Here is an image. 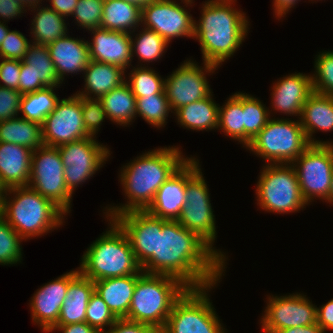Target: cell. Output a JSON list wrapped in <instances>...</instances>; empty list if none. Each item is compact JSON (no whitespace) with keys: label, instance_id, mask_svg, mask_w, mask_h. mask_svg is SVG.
I'll return each instance as SVG.
<instances>
[{"label":"cell","instance_id":"1","mask_svg":"<svg viewBox=\"0 0 333 333\" xmlns=\"http://www.w3.org/2000/svg\"><path fill=\"white\" fill-rule=\"evenodd\" d=\"M226 264L196 233L177 220H167L157 230L156 252L141 268L145 273L178 278L188 288H200L222 281Z\"/></svg>","mask_w":333,"mask_h":333},{"label":"cell","instance_id":"2","mask_svg":"<svg viewBox=\"0 0 333 333\" xmlns=\"http://www.w3.org/2000/svg\"><path fill=\"white\" fill-rule=\"evenodd\" d=\"M185 155L180 145L156 147L120 167L118 178L127 201L105 206L102 210L104 218L113 219L129 211L147 210L158 189L189 158Z\"/></svg>","mask_w":333,"mask_h":333},{"label":"cell","instance_id":"3","mask_svg":"<svg viewBox=\"0 0 333 333\" xmlns=\"http://www.w3.org/2000/svg\"><path fill=\"white\" fill-rule=\"evenodd\" d=\"M237 0H205L199 20L194 18L193 39L199 42L202 61L221 67L241 47L250 32V21Z\"/></svg>","mask_w":333,"mask_h":333},{"label":"cell","instance_id":"4","mask_svg":"<svg viewBox=\"0 0 333 333\" xmlns=\"http://www.w3.org/2000/svg\"><path fill=\"white\" fill-rule=\"evenodd\" d=\"M67 214L28 186L7 189L3 218L25 241L42 237L65 225Z\"/></svg>","mask_w":333,"mask_h":333},{"label":"cell","instance_id":"5","mask_svg":"<svg viewBox=\"0 0 333 333\" xmlns=\"http://www.w3.org/2000/svg\"><path fill=\"white\" fill-rule=\"evenodd\" d=\"M105 220L108 227L84 251L79 272L92 281L143 273L126 233L113 219Z\"/></svg>","mask_w":333,"mask_h":333},{"label":"cell","instance_id":"6","mask_svg":"<svg viewBox=\"0 0 333 333\" xmlns=\"http://www.w3.org/2000/svg\"><path fill=\"white\" fill-rule=\"evenodd\" d=\"M187 288L173 276L143 272L137 279L124 319L164 328L175 301Z\"/></svg>","mask_w":333,"mask_h":333},{"label":"cell","instance_id":"7","mask_svg":"<svg viewBox=\"0 0 333 333\" xmlns=\"http://www.w3.org/2000/svg\"><path fill=\"white\" fill-rule=\"evenodd\" d=\"M309 145L299 119L274 116L246 149L265 164H292Z\"/></svg>","mask_w":333,"mask_h":333},{"label":"cell","instance_id":"8","mask_svg":"<svg viewBox=\"0 0 333 333\" xmlns=\"http://www.w3.org/2000/svg\"><path fill=\"white\" fill-rule=\"evenodd\" d=\"M255 189L256 204L275 214L299 213L309 206L304 200L292 164H263Z\"/></svg>","mask_w":333,"mask_h":333},{"label":"cell","instance_id":"9","mask_svg":"<svg viewBox=\"0 0 333 333\" xmlns=\"http://www.w3.org/2000/svg\"><path fill=\"white\" fill-rule=\"evenodd\" d=\"M221 281L200 288H187L175 301L164 333H227L209 297ZM225 327V328H224Z\"/></svg>","mask_w":333,"mask_h":333},{"label":"cell","instance_id":"10","mask_svg":"<svg viewBox=\"0 0 333 333\" xmlns=\"http://www.w3.org/2000/svg\"><path fill=\"white\" fill-rule=\"evenodd\" d=\"M203 175L200 168L187 181L186 202L177 221L187 230L196 233L227 263V253L214 246L217 240L216 218L213 213L208 184Z\"/></svg>","mask_w":333,"mask_h":333},{"label":"cell","instance_id":"11","mask_svg":"<svg viewBox=\"0 0 333 333\" xmlns=\"http://www.w3.org/2000/svg\"><path fill=\"white\" fill-rule=\"evenodd\" d=\"M27 186L50 199L67 215L71 213L73 195L67 189L63 161L57 147L43 145L33 151Z\"/></svg>","mask_w":333,"mask_h":333},{"label":"cell","instance_id":"12","mask_svg":"<svg viewBox=\"0 0 333 333\" xmlns=\"http://www.w3.org/2000/svg\"><path fill=\"white\" fill-rule=\"evenodd\" d=\"M63 161L64 177L68 191L73 195L76 188L87 182L111 158L112 152L97 137L88 136L57 147ZM108 159V160H107Z\"/></svg>","mask_w":333,"mask_h":333},{"label":"cell","instance_id":"13","mask_svg":"<svg viewBox=\"0 0 333 333\" xmlns=\"http://www.w3.org/2000/svg\"><path fill=\"white\" fill-rule=\"evenodd\" d=\"M292 165L306 203L324 202L328 198L333 174V145L310 144Z\"/></svg>","mask_w":333,"mask_h":333},{"label":"cell","instance_id":"14","mask_svg":"<svg viewBox=\"0 0 333 333\" xmlns=\"http://www.w3.org/2000/svg\"><path fill=\"white\" fill-rule=\"evenodd\" d=\"M201 65L193 58H187L165 77L164 90L173 114L179 108L204 99L213 92L207 75L216 74V70L220 67L208 62H203Z\"/></svg>","mask_w":333,"mask_h":333},{"label":"cell","instance_id":"15","mask_svg":"<svg viewBox=\"0 0 333 333\" xmlns=\"http://www.w3.org/2000/svg\"><path fill=\"white\" fill-rule=\"evenodd\" d=\"M266 296V306L259 320L262 333H275L281 329L317 323V305L304 293Z\"/></svg>","mask_w":333,"mask_h":333},{"label":"cell","instance_id":"16","mask_svg":"<svg viewBox=\"0 0 333 333\" xmlns=\"http://www.w3.org/2000/svg\"><path fill=\"white\" fill-rule=\"evenodd\" d=\"M194 3V0L151 2L142 7L141 26L157 32L169 44L176 38L193 39L194 17L188 10Z\"/></svg>","mask_w":333,"mask_h":333},{"label":"cell","instance_id":"17","mask_svg":"<svg viewBox=\"0 0 333 333\" xmlns=\"http://www.w3.org/2000/svg\"><path fill=\"white\" fill-rule=\"evenodd\" d=\"M90 136L82 116L81 96L60 99L42 123L44 145L58 147Z\"/></svg>","mask_w":333,"mask_h":333},{"label":"cell","instance_id":"18","mask_svg":"<svg viewBox=\"0 0 333 333\" xmlns=\"http://www.w3.org/2000/svg\"><path fill=\"white\" fill-rule=\"evenodd\" d=\"M200 160L191 155L158 189L147 211L166 220H177L186 202V183L201 168Z\"/></svg>","mask_w":333,"mask_h":333},{"label":"cell","instance_id":"19","mask_svg":"<svg viewBox=\"0 0 333 333\" xmlns=\"http://www.w3.org/2000/svg\"><path fill=\"white\" fill-rule=\"evenodd\" d=\"M79 273L78 267L43 284L29 300L32 323L42 332L49 331L57 324L61 307L66 298L69 282Z\"/></svg>","mask_w":333,"mask_h":333},{"label":"cell","instance_id":"20","mask_svg":"<svg viewBox=\"0 0 333 333\" xmlns=\"http://www.w3.org/2000/svg\"><path fill=\"white\" fill-rule=\"evenodd\" d=\"M113 220L126 233L138 263L142 266L156 252L157 230L167 221L147 210L129 211Z\"/></svg>","mask_w":333,"mask_h":333},{"label":"cell","instance_id":"21","mask_svg":"<svg viewBox=\"0 0 333 333\" xmlns=\"http://www.w3.org/2000/svg\"><path fill=\"white\" fill-rule=\"evenodd\" d=\"M272 84L271 105L268 107H271L270 116L279 112L286 115V118L293 116L299 119L303 105L313 92L312 75L297 71L278 78Z\"/></svg>","mask_w":333,"mask_h":333},{"label":"cell","instance_id":"22","mask_svg":"<svg viewBox=\"0 0 333 333\" xmlns=\"http://www.w3.org/2000/svg\"><path fill=\"white\" fill-rule=\"evenodd\" d=\"M88 41L90 59L93 61L113 64L126 70L132 66V48L130 33L110 31L104 28H95ZM128 69V70H127Z\"/></svg>","mask_w":333,"mask_h":333},{"label":"cell","instance_id":"23","mask_svg":"<svg viewBox=\"0 0 333 333\" xmlns=\"http://www.w3.org/2000/svg\"><path fill=\"white\" fill-rule=\"evenodd\" d=\"M56 75L63 84L65 76L82 74L90 62L88 39L71 37L68 33L47 45Z\"/></svg>","mask_w":333,"mask_h":333},{"label":"cell","instance_id":"24","mask_svg":"<svg viewBox=\"0 0 333 333\" xmlns=\"http://www.w3.org/2000/svg\"><path fill=\"white\" fill-rule=\"evenodd\" d=\"M299 120L310 144L333 145L332 140H317L314 135L333 131V96L313 91L303 105Z\"/></svg>","mask_w":333,"mask_h":333},{"label":"cell","instance_id":"25","mask_svg":"<svg viewBox=\"0 0 333 333\" xmlns=\"http://www.w3.org/2000/svg\"><path fill=\"white\" fill-rule=\"evenodd\" d=\"M32 153L27 147L0 142V178L7 189L28 185Z\"/></svg>","mask_w":333,"mask_h":333},{"label":"cell","instance_id":"26","mask_svg":"<svg viewBox=\"0 0 333 333\" xmlns=\"http://www.w3.org/2000/svg\"><path fill=\"white\" fill-rule=\"evenodd\" d=\"M82 77H84V88L75 94L87 98L100 99L103 95L125 82L126 70L117 65L90 60Z\"/></svg>","mask_w":333,"mask_h":333},{"label":"cell","instance_id":"27","mask_svg":"<svg viewBox=\"0 0 333 333\" xmlns=\"http://www.w3.org/2000/svg\"><path fill=\"white\" fill-rule=\"evenodd\" d=\"M141 274L137 273L94 281V291L99 294L118 319L127 316L134 288Z\"/></svg>","mask_w":333,"mask_h":333},{"label":"cell","instance_id":"28","mask_svg":"<svg viewBox=\"0 0 333 333\" xmlns=\"http://www.w3.org/2000/svg\"><path fill=\"white\" fill-rule=\"evenodd\" d=\"M213 92L206 98L179 108L173 116L183 129L191 131H214L218 127L219 103Z\"/></svg>","mask_w":333,"mask_h":333},{"label":"cell","instance_id":"29","mask_svg":"<svg viewBox=\"0 0 333 333\" xmlns=\"http://www.w3.org/2000/svg\"><path fill=\"white\" fill-rule=\"evenodd\" d=\"M94 292V281L80 272L69 282L56 325H68L85 322L86 308Z\"/></svg>","mask_w":333,"mask_h":333},{"label":"cell","instance_id":"30","mask_svg":"<svg viewBox=\"0 0 333 333\" xmlns=\"http://www.w3.org/2000/svg\"><path fill=\"white\" fill-rule=\"evenodd\" d=\"M27 11L34 14L29 29L31 43L48 45L69 33L67 19L48 6L39 5Z\"/></svg>","mask_w":333,"mask_h":333},{"label":"cell","instance_id":"31","mask_svg":"<svg viewBox=\"0 0 333 333\" xmlns=\"http://www.w3.org/2000/svg\"><path fill=\"white\" fill-rule=\"evenodd\" d=\"M142 8L123 0H104L100 27L132 33L141 26Z\"/></svg>","mask_w":333,"mask_h":333},{"label":"cell","instance_id":"32","mask_svg":"<svg viewBox=\"0 0 333 333\" xmlns=\"http://www.w3.org/2000/svg\"><path fill=\"white\" fill-rule=\"evenodd\" d=\"M107 118L112 123L129 127L136 118V98L124 82L100 98Z\"/></svg>","mask_w":333,"mask_h":333},{"label":"cell","instance_id":"33","mask_svg":"<svg viewBox=\"0 0 333 333\" xmlns=\"http://www.w3.org/2000/svg\"><path fill=\"white\" fill-rule=\"evenodd\" d=\"M0 142L21 145L35 151L44 145L42 124L20 116L1 121Z\"/></svg>","mask_w":333,"mask_h":333},{"label":"cell","instance_id":"34","mask_svg":"<svg viewBox=\"0 0 333 333\" xmlns=\"http://www.w3.org/2000/svg\"><path fill=\"white\" fill-rule=\"evenodd\" d=\"M22 62L34 74L35 92L46 87H60L63 85L56 75L54 63L50 58L47 45L31 43Z\"/></svg>","mask_w":333,"mask_h":333},{"label":"cell","instance_id":"35","mask_svg":"<svg viewBox=\"0 0 333 333\" xmlns=\"http://www.w3.org/2000/svg\"><path fill=\"white\" fill-rule=\"evenodd\" d=\"M130 36L132 58L135 56L138 58L137 66L148 67L149 64L150 67V63L162 60L169 47V43L162 36L143 26L135 29Z\"/></svg>","mask_w":333,"mask_h":333},{"label":"cell","instance_id":"36","mask_svg":"<svg viewBox=\"0 0 333 333\" xmlns=\"http://www.w3.org/2000/svg\"><path fill=\"white\" fill-rule=\"evenodd\" d=\"M225 101L222 106L219 105L217 131L244 147L243 92H235Z\"/></svg>","mask_w":333,"mask_h":333},{"label":"cell","instance_id":"37","mask_svg":"<svg viewBox=\"0 0 333 333\" xmlns=\"http://www.w3.org/2000/svg\"><path fill=\"white\" fill-rule=\"evenodd\" d=\"M60 87H46L33 93L22 96L20 104V115L29 121L42 124L45 118L55 109L60 100L54 90Z\"/></svg>","mask_w":333,"mask_h":333},{"label":"cell","instance_id":"38","mask_svg":"<svg viewBox=\"0 0 333 333\" xmlns=\"http://www.w3.org/2000/svg\"><path fill=\"white\" fill-rule=\"evenodd\" d=\"M125 82L129 85L135 98L154 94L165 93V78L159 75L152 67L136 66L130 67Z\"/></svg>","mask_w":333,"mask_h":333},{"label":"cell","instance_id":"39","mask_svg":"<svg viewBox=\"0 0 333 333\" xmlns=\"http://www.w3.org/2000/svg\"><path fill=\"white\" fill-rule=\"evenodd\" d=\"M254 95L243 93L244 148L265 127L271 118L269 108Z\"/></svg>","mask_w":333,"mask_h":333},{"label":"cell","instance_id":"40","mask_svg":"<svg viewBox=\"0 0 333 333\" xmlns=\"http://www.w3.org/2000/svg\"><path fill=\"white\" fill-rule=\"evenodd\" d=\"M171 111L166 94H154L136 98V117L157 129L165 127Z\"/></svg>","mask_w":333,"mask_h":333},{"label":"cell","instance_id":"41","mask_svg":"<svg viewBox=\"0 0 333 333\" xmlns=\"http://www.w3.org/2000/svg\"><path fill=\"white\" fill-rule=\"evenodd\" d=\"M23 241L14 228L2 217L0 219V265L15 266L22 263Z\"/></svg>","mask_w":333,"mask_h":333},{"label":"cell","instance_id":"42","mask_svg":"<svg viewBox=\"0 0 333 333\" xmlns=\"http://www.w3.org/2000/svg\"><path fill=\"white\" fill-rule=\"evenodd\" d=\"M312 72L313 91L333 96V50L317 52Z\"/></svg>","mask_w":333,"mask_h":333},{"label":"cell","instance_id":"43","mask_svg":"<svg viewBox=\"0 0 333 333\" xmlns=\"http://www.w3.org/2000/svg\"><path fill=\"white\" fill-rule=\"evenodd\" d=\"M117 320L118 318L109 309L105 301L94 291L86 308L85 322L99 333H102L108 330Z\"/></svg>","mask_w":333,"mask_h":333},{"label":"cell","instance_id":"44","mask_svg":"<svg viewBox=\"0 0 333 333\" xmlns=\"http://www.w3.org/2000/svg\"><path fill=\"white\" fill-rule=\"evenodd\" d=\"M104 0H78L71 18L80 27L89 30L99 28L103 14Z\"/></svg>","mask_w":333,"mask_h":333},{"label":"cell","instance_id":"45","mask_svg":"<svg viewBox=\"0 0 333 333\" xmlns=\"http://www.w3.org/2000/svg\"><path fill=\"white\" fill-rule=\"evenodd\" d=\"M82 116L86 132L93 137H96L101 129V125L108 120L103 104L100 99L87 98L81 96Z\"/></svg>","mask_w":333,"mask_h":333},{"label":"cell","instance_id":"46","mask_svg":"<svg viewBox=\"0 0 333 333\" xmlns=\"http://www.w3.org/2000/svg\"><path fill=\"white\" fill-rule=\"evenodd\" d=\"M31 40L18 30H9L0 45V59L23 60Z\"/></svg>","mask_w":333,"mask_h":333},{"label":"cell","instance_id":"47","mask_svg":"<svg viewBox=\"0 0 333 333\" xmlns=\"http://www.w3.org/2000/svg\"><path fill=\"white\" fill-rule=\"evenodd\" d=\"M22 96L18 90L0 86V122L19 117Z\"/></svg>","mask_w":333,"mask_h":333},{"label":"cell","instance_id":"48","mask_svg":"<svg viewBox=\"0 0 333 333\" xmlns=\"http://www.w3.org/2000/svg\"><path fill=\"white\" fill-rule=\"evenodd\" d=\"M1 59L0 86L19 91L21 61L4 58Z\"/></svg>","mask_w":333,"mask_h":333},{"label":"cell","instance_id":"49","mask_svg":"<svg viewBox=\"0 0 333 333\" xmlns=\"http://www.w3.org/2000/svg\"><path fill=\"white\" fill-rule=\"evenodd\" d=\"M102 333H164V328L118 319L108 330Z\"/></svg>","mask_w":333,"mask_h":333},{"label":"cell","instance_id":"50","mask_svg":"<svg viewBox=\"0 0 333 333\" xmlns=\"http://www.w3.org/2000/svg\"><path fill=\"white\" fill-rule=\"evenodd\" d=\"M26 12L27 10L18 0H0V21L8 23L11 19L24 16Z\"/></svg>","mask_w":333,"mask_h":333},{"label":"cell","instance_id":"51","mask_svg":"<svg viewBox=\"0 0 333 333\" xmlns=\"http://www.w3.org/2000/svg\"><path fill=\"white\" fill-rule=\"evenodd\" d=\"M317 323L327 331L333 330V298L327 303L316 307Z\"/></svg>","mask_w":333,"mask_h":333},{"label":"cell","instance_id":"52","mask_svg":"<svg viewBox=\"0 0 333 333\" xmlns=\"http://www.w3.org/2000/svg\"><path fill=\"white\" fill-rule=\"evenodd\" d=\"M19 92L23 95L35 92V77L25 63L21 61Z\"/></svg>","mask_w":333,"mask_h":333},{"label":"cell","instance_id":"53","mask_svg":"<svg viewBox=\"0 0 333 333\" xmlns=\"http://www.w3.org/2000/svg\"><path fill=\"white\" fill-rule=\"evenodd\" d=\"M50 9L56 11L59 15L67 18L72 16L78 0H46Z\"/></svg>","mask_w":333,"mask_h":333},{"label":"cell","instance_id":"54","mask_svg":"<svg viewBox=\"0 0 333 333\" xmlns=\"http://www.w3.org/2000/svg\"><path fill=\"white\" fill-rule=\"evenodd\" d=\"M99 333L95 328L91 327L88 323H74L68 325H55L49 333Z\"/></svg>","mask_w":333,"mask_h":333},{"label":"cell","instance_id":"55","mask_svg":"<svg viewBox=\"0 0 333 333\" xmlns=\"http://www.w3.org/2000/svg\"><path fill=\"white\" fill-rule=\"evenodd\" d=\"M299 1L301 0H273L272 9L273 16L275 15L274 18L278 21L282 20L294 7L296 8Z\"/></svg>","mask_w":333,"mask_h":333},{"label":"cell","instance_id":"56","mask_svg":"<svg viewBox=\"0 0 333 333\" xmlns=\"http://www.w3.org/2000/svg\"><path fill=\"white\" fill-rule=\"evenodd\" d=\"M275 333H326L324 329L318 324L296 326L286 329L277 330Z\"/></svg>","mask_w":333,"mask_h":333},{"label":"cell","instance_id":"57","mask_svg":"<svg viewBox=\"0 0 333 333\" xmlns=\"http://www.w3.org/2000/svg\"><path fill=\"white\" fill-rule=\"evenodd\" d=\"M18 1L25 7L26 10L27 9L29 10L31 8H34L42 4L44 5L42 1L45 2V0H18Z\"/></svg>","mask_w":333,"mask_h":333},{"label":"cell","instance_id":"58","mask_svg":"<svg viewBox=\"0 0 333 333\" xmlns=\"http://www.w3.org/2000/svg\"><path fill=\"white\" fill-rule=\"evenodd\" d=\"M6 24V22L0 21V45L5 40L6 35L10 30Z\"/></svg>","mask_w":333,"mask_h":333},{"label":"cell","instance_id":"59","mask_svg":"<svg viewBox=\"0 0 333 333\" xmlns=\"http://www.w3.org/2000/svg\"><path fill=\"white\" fill-rule=\"evenodd\" d=\"M123 1L138 5L139 7L142 8L143 6L149 5L151 2H154L156 0H123Z\"/></svg>","mask_w":333,"mask_h":333},{"label":"cell","instance_id":"60","mask_svg":"<svg viewBox=\"0 0 333 333\" xmlns=\"http://www.w3.org/2000/svg\"><path fill=\"white\" fill-rule=\"evenodd\" d=\"M327 204L329 203V205L333 206V174H332V179H331V185H330V190L328 193V198L324 201Z\"/></svg>","mask_w":333,"mask_h":333},{"label":"cell","instance_id":"61","mask_svg":"<svg viewBox=\"0 0 333 333\" xmlns=\"http://www.w3.org/2000/svg\"><path fill=\"white\" fill-rule=\"evenodd\" d=\"M7 192V187L2 183L0 178V199L3 200Z\"/></svg>","mask_w":333,"mask_h":333},{"label":"cell","instance_id":"62","mask_svg":"<svg viewBox=\"0 0 333 333\" xmlns=\"http://www.w3.org/2000/svg\"><path fill=\"white\" fill-rule=\"evenodd\" d=\"M3 217V200L0 199V219Z\"/></svg>","mask_w":333,"mask_h":333},{"label":"cell","instance_id":"63","mask_svg":"<svg viewBox=\"0 0 333 333\" xmlns=\"http://www.w3.org/2000/svg\"><path fill=\"white\" fill-rule=\"evenodd\" d=\"M310 1H312L311 3H313V2L316 3V2H319V1H322V0H309V2H310ZM324 1H325V0H324Z\"/></svg>","mask_w":333,"mask_h":333}]
</instances>
